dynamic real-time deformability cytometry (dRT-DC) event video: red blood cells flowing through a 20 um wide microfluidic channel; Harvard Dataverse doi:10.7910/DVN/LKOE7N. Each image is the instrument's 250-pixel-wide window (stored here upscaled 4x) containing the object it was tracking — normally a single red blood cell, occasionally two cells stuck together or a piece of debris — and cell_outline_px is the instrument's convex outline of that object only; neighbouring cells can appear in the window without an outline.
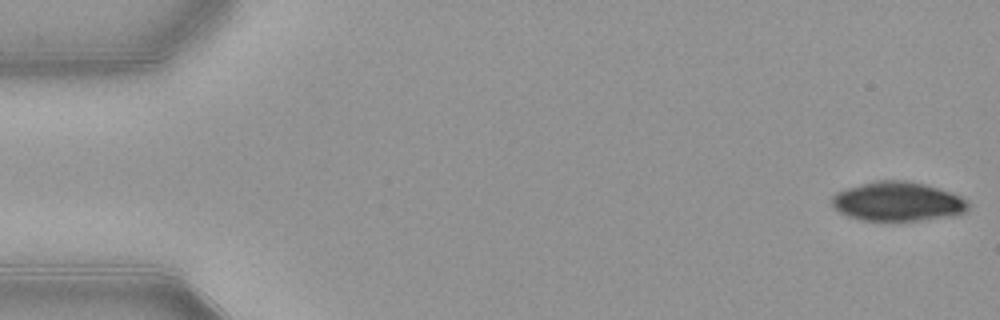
{"species": "common noctule bat (a hibernating species)", "species_latin": "Nyctalus noctula", "temperature_condition": "warm", "stored_images_in_passage": 53, "camera_frame_rate_fps": 3000, "um_per_image_px": 0.085, "animal": {"sex": "female", "body_mass_g": 21.9}, "frame": {"image": 1, "passage_image": 1, "time_ms": 0.0, "image_size_px": [1000, 320], "cell_outline_px": [[968, 208], [964, 212], [956, 216], [920, 220], [864, 220], [848, 216], [840, 212], [832, 204], [832, 196], [836, 192], [860, 184], [876, 180], [908, 180], [924, 184], [952, 192], [968, 200]], "centroid_in_image_um": [76.34, 17.12], "position_along_channel_um": 8.7, "area_um2": 31.15}}
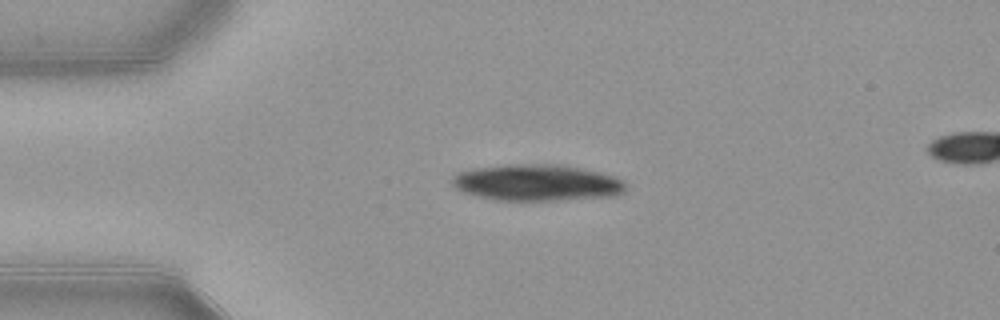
{"frame": {"image": 2, "passage_image": 12, "time_ms": 3.667, "image_size_px": [1000, 320], "cell_outline_px": [[628, 188], [624, 192], [616, 196], [552, 200], [496, 200], [464, 192], [456, 188], [452, 184], [452, 176], [456, 172], [472, 168], [508, 164], [560, 164], [600, 172], [616, 176], [624, 180]], "centroid_in_image_um": [45.67, 15.51], "position_along_channel_um": 39.3, "area_um2": 37.11}}
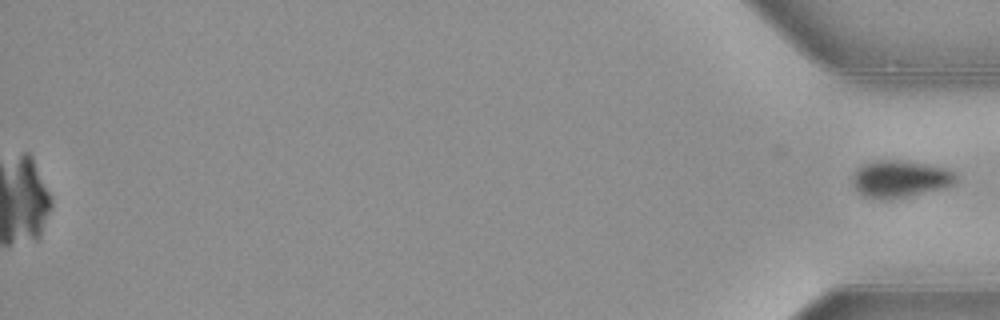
{"frame": {"image": 3, "passage_image": 53, "time_ms": 17.333, "image_size_px": [1000, 320], "cell_outline_px": [[956, 180], [952, 184], [944, 188], [908, 196], [864, 196], [852, 184], [852, 176], [864, 164], [876, 160], [896, 160], [948, 168], [956, 172]], "centroid_in_image_um": [76.56, 15.17], "position_along_channel_um": 358.6, "area_um2": 21.39}}